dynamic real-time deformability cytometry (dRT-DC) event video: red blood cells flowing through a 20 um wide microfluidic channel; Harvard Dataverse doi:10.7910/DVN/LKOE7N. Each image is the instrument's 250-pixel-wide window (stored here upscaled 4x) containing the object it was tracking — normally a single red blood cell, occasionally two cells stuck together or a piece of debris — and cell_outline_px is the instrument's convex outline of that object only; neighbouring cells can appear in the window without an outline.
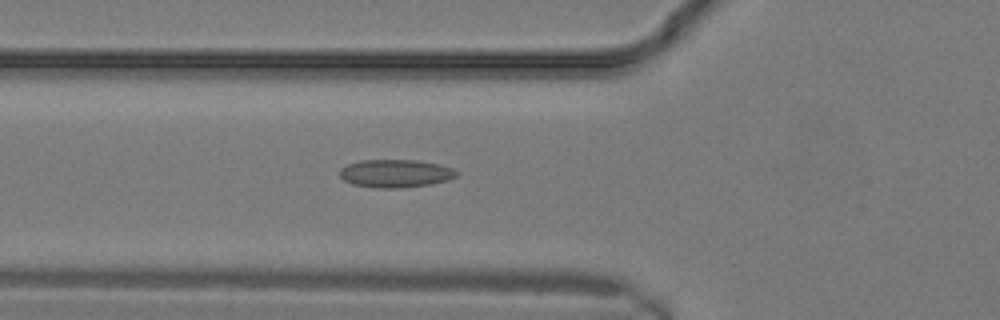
{"species": "common noctule bat (a hibernating species)", "species_latin": "Nyctalus noctula", "temperature_condition": "warm", "stored_images_in_passage": 17, "camera_frame_rate_fps": 3000, "um_per_image_px": 0.085, "animal": {"sex": "male", "body_mass_g": 19.2, "forearm_length_mm": 51.8}, "frame": {"image": 1, "passage_image": 9, "time_ms": 2.667, "image_size_px": [1000, 320], "cell_outline_px": [[460, 172], [456, 176], [448, 180], [428, 184], [400, 188], [380, 188], [352, 184], [344, 180], [340, 176], [340, 168], [348, 164], [360, 160], [416, 160], [440, 164], [452, 168]], "centroid_in_image_um": [33.62, 14.73], "position_along_channel_um": 92.2, "area_um2": 19.02}}
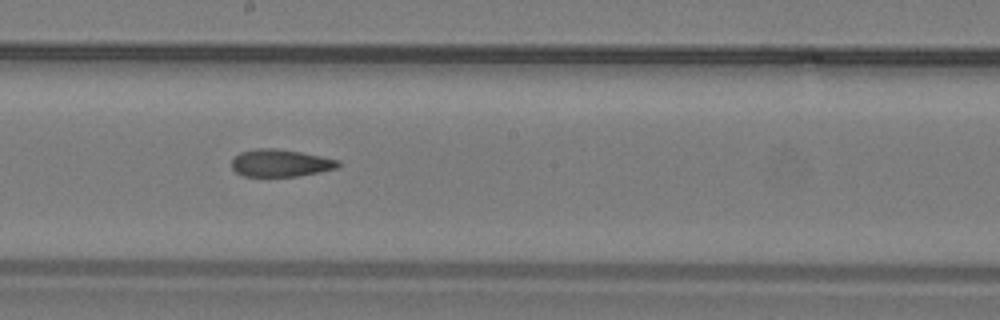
{"frame": {"image": 2, "passage_image": 14, "time_ms": 4.333, "image_size_px": [1000, 320], "cell_outline_px": [[340, 164], [336, 168], [320, 172], [296, 176], [244, 176], [236, 172], [232, 168], [232, 160], [240, 152], [256, 148], [276, 148], [300, 152], [340, 160]], "centroid_in_image_um": [23.83, 13.85], "position_along_channel_um": 224.4, "area_um2": 16.88}}
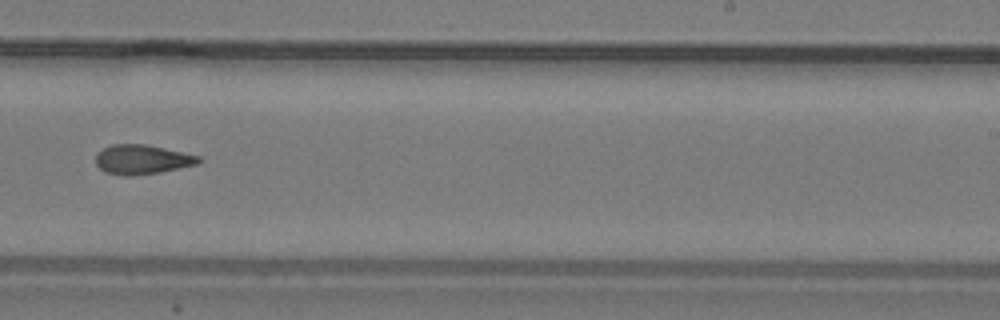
{"frame": {"image": 3, "passage_image": 16, "time_ms": 5.0, "image_size_px": [1000, 320], "cell_outline_px": [[204, 160], [200, 164], [160, 172], [132, 176], [124, 176], [104, 172], [96, 164], [96, 152], [112, 144], [148, 144], [200, 156]], "centroid_in_image_um": [12.11, 13.56], "position_along_channel_um": 276.9, "area_um2": 17.98}}